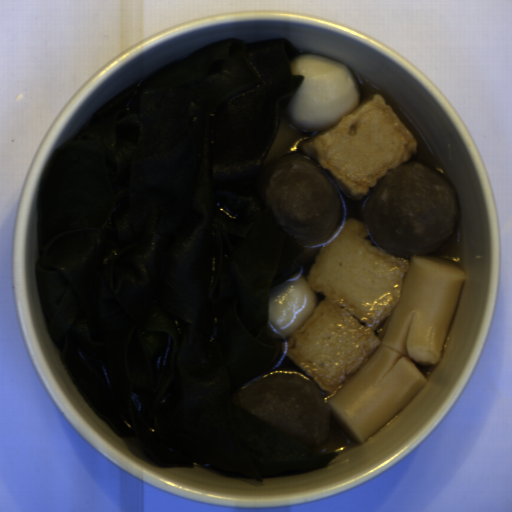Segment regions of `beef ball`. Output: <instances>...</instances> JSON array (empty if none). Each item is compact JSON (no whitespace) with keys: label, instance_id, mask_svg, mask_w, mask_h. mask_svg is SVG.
<instances>
[{"label":"beef ball","instance_id":"obj_3","mask_svg":"<svg viewBox=\"0 0 512 512\" xmlns=\"http://www.w3.org/2000/svg\"><path fill=\"white\" fill-rule=\"evenodd\" d=\"M328 395L305 372L279 371L240 389L231 404L318 449L333 433Z\"/></svg>","mask_w":512,"mask_h":512},{"label":"beef ball","instance_id":"obj_1","mask_svg":"<svg viewBox=\"0 0 512 512\" xmlns=\"http://www.w3.org/2000/svg\"><path fill=\"white\" fill-rule=\"evenodd\" d=\"M460 201L455 186L424 164H402L361 200L357 216L390 256L408 261L441 248L455 233Z\"/></svg>","mask_w":512,"mask_h":512},{"label":"beef ball","instance_id":"obj_2","mask_svg":"<svg viewBox=\"0 0 512 512\" xmlns=\"http://www.w3.org/2000/svg\"><path fill=\"white\" fill-rule=\"evenodd\" d=\"M265 196L281 228L301 244H322L343 219L340 188L305 153H286L269 166Z\"/></svg>","mask_w":512,"mask_h":512}]
</instances>
